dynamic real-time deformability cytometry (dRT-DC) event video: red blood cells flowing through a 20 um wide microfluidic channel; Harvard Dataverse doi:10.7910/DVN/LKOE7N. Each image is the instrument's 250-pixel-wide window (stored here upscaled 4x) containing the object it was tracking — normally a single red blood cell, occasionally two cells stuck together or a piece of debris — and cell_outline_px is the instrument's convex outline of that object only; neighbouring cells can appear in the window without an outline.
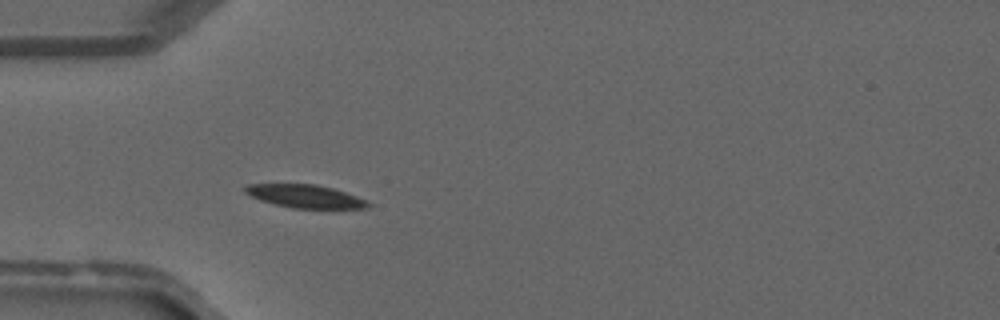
{"species": "common noctule bat (a hibernating species)", "species_latin": "Nyctalus noctula", "temperature_condition": "warm", "stored_images_in_passage": 31, "camera_frame_rate_fps": 3000, "um_per_image_px": 0.085, "animal": {"sex": "male", "forearm_length_mm": 52.5}, "frame": {"image": 1, "passage_image": 3, "time_ms": 0.667, "image_size_px": [1000, 320], "cell_outline_px": [[372, 204], [368, 208], [292, 208], [260, 200], [248, 196], [244, 192], [244, 188], [248, 184], [316, 184], [332, 188], [368, 200]], "centroid_in_image_um": [25.93, 16.68], "position_along_channel_um": 59.1, "area_um2": 16.53}}
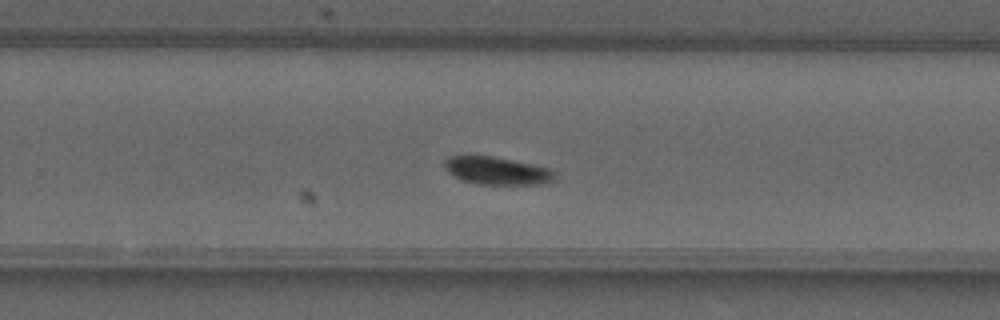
{"frame": {"image": 2, "passage_image": 17, "time_ms": 5.333, "image_size_px": [1000, 320], "cell_outline_px": [[556, 176], [552, 180], [540, 184], [476, 184], [460, 180], [452, 176], [444, 168], [444, 160], [448, 156], [492, 156], [532, 164], [548, 168], [556, 172]], "centroid_in_image_um": [42.19, 14.51], "position_along_channel_um": 287.6, "area_um2": 17.86}}
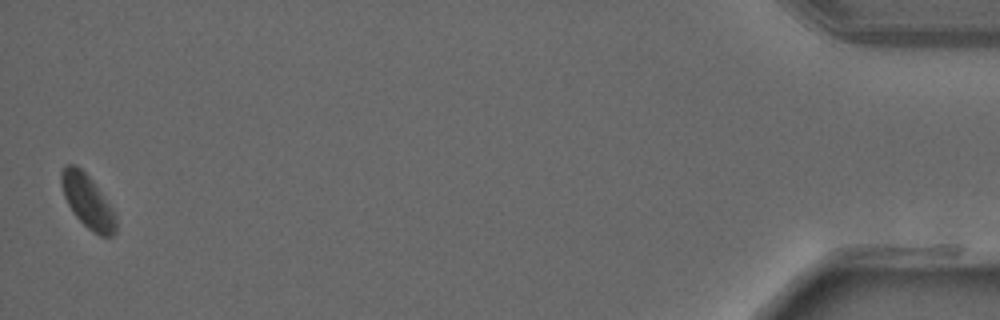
{"frame": {"image": 3, "passage_image": 31, "time_ms": 10.0, "image_size_px": [1000, 320], "cell_outline_px": [[116, 232], [112, 236], [100, 236], [92, 232], [72, 212], [64, 196], [60, 184], [60, 172], [64, 164], [76, 164], [92, 180], [116, 216]], "centroid_in_image_um": [7.4, 17.1], "position_along_channel_um": 427.8, "area_um2": 16.82}}